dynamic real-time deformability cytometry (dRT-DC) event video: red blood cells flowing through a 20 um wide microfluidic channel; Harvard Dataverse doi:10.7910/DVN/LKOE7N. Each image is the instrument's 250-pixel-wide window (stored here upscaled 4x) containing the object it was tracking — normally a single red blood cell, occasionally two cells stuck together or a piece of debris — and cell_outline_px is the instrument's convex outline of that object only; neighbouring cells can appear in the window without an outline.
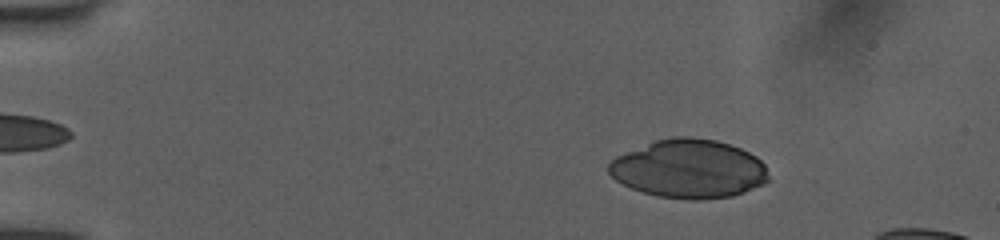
{"species": "human", "species_latin": "Homo sapiens", "temperature_condition": "room temperature", "stored_images_in_passage": 52, "camera_frame_rate_fps": 3000, "um_per_image_px": 0.085, "donor": {"sex": "female"}, "frame": {"image": 1, "passage_image": 8, "time_ms": 2.333, "image_size_px": [1000, 240], "cell_outline_px": [[768, 180], [764, 184], [744, 192], [732, 196], [700, 200], [688, 200], [656, 196], [632, 188], [616, 180], [608, 172], [608, 164], [616, 156], [656, 140], [672, 136], [688, 136], [716, 140], [740, 148], [756, 156], [764, 164], [768, 176]], "centroid_in_image_um": [58.56, 14.36], "position_along_channel_um": 26.4, "area_um2": 54.56}}
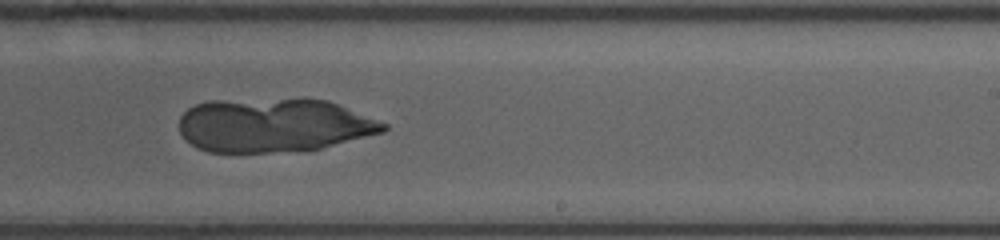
{"frame": {"image": 2, "passage_image": 33, "time_ms": 10.667, "image_size_px": [1000, 240], "cell_outline_px": [[388, 128], [384, 132], [320, 148], [268, 152], [208, 152], [196, 148], [180, 132], [180, 116], [188, 108], [196, 104], [208, 100], [328, 100], [388, 124]], "centroid_in_image_um": [23.24, 10.65], "position_along_channel_um": 265.8, "area_um2": 63.23}}